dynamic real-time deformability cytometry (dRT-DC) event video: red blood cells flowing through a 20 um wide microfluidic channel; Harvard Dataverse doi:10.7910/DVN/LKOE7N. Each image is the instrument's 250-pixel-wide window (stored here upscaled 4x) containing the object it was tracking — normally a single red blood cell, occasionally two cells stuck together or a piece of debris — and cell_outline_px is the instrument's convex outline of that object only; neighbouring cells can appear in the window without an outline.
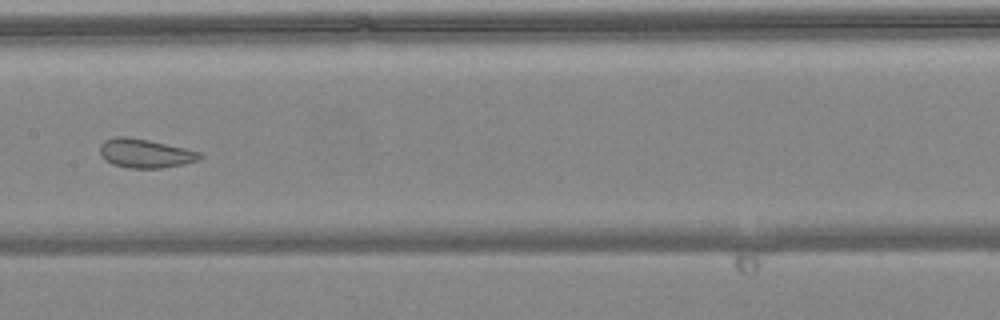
{"species": "common noctule bat (a hibernating species)", "species_latin": "Nyctalus noctula", "temperature_condition": "warm", "stored_images_in_passage": 7, "camera_frame_rate_fps": 3000, "um_per_image_px": 0.085, "animal": {"sex": "female", "body_mass_g": 24.6, "forearm_length_mm": 56.2}, "frame": {"image": 1, "passage_image": 7, "time_ms": 2.0, "image_size_px": [1000, 320], "cell_outline_px": [[204, 156], [196, 160], [184, 164], [160, 168], [128, 168], [112, 164], [104, 160], [100, 156], [100, 144], [104, 140], [116, 136], [128, 136], [148, 140], [184, 148], [200, 152]], "centroid_in_image_um": [12.29, 13.03], "position_along_channel_um": 195.1, "area_um2": 16.88}}